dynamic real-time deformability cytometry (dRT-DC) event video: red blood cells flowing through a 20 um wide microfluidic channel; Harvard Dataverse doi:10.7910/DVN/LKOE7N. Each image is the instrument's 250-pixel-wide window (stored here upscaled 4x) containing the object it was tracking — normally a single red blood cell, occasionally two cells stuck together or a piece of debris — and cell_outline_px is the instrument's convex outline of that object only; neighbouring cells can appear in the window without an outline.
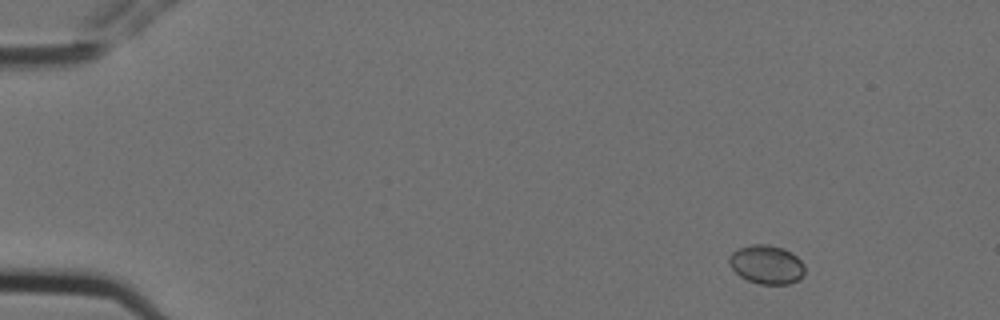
{"species": "Egyptian fruit bat (a non-hibernating species)", "species_latin": "Rousettus aegyptiacus", "temperature_condition": "cold", "stored_images_in_passage": 4, "camera_frame_rate_fps": 3000, "um_per_image_px": 0.085, "animal": {"sex": "female"}, "frame": {"image": 1, "passage_image": 1, "time_ms": 0.0, "image_size_px": [1000, 320], "cell_outline_px": [[804, 272], [796, 280], [788, 284], [760, 284], [748, 280], [740, 276], [732, 268], [728, 260], [728, 256], [736, 248], [752, 244], [768, 244], [780, 248], [796, 256], [804, 264]], "centroid_in_image_um": [65.11, 22.47], "position_along_channel_um": 19.9, "area_um2": 16.88}}
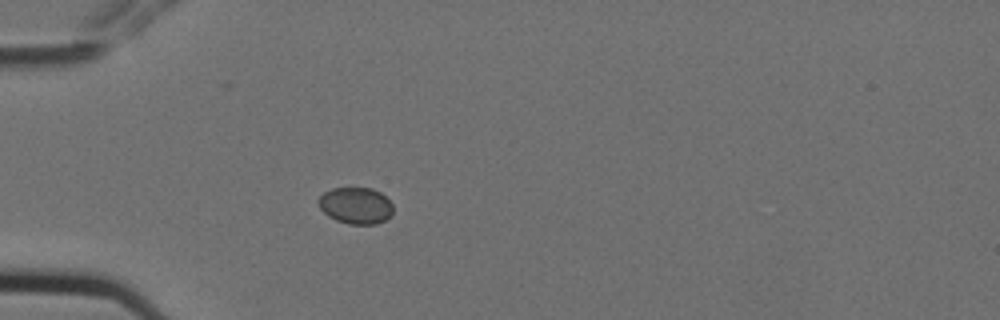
{"frame": {"image": 2, "passage_image": 4, "time_ms": 1.0, "image_size_px": [1000, 320], "cell_outline_px": [[392, 212], [384, 220], [376, 224], [348, 224], [336, 220], [328, 216], [320, 208], [316, 200], [324, 192], [332, 188], [372, 188], [380, 192], [392, 204]], "centroid_in_image_um": [30.2, 17.47], "position_along_channel_um": 54.8, "area_um2": 15.84}}